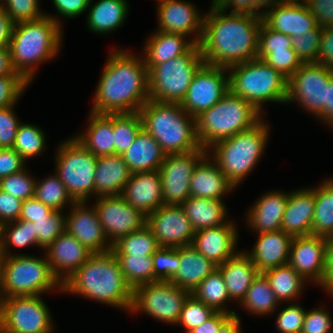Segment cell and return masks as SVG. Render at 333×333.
<instances>
[{
    "label": "cell",
    "instance_id": "6da1fadb",
    "mask_svg": "<svg viewBox=\"0 0 333 333\" xmlns=\"http://www.w3.org/2000/svg\"><path fill=\"white\" fill-rule=\"evenodd\" d=\"M209 8L199 43L204 63L228 68L256 59L262 16L251 12L228 13L217 4Z\"/></svg>",
    "mask_w": 333,
    "mask_h": 333
},
{
    "label": "cell",
    "instance_id": "7a4b0ae2",
    "mask_svg": "<svg viewBox=\"0 0 333 333\" xmlns=\"http://www.w3.org/2000/svg\"><path fill=\"white\" fill-rule=\"evenodd\" d=\"M96 86L91 112L136 113L149 100V76L143 55L113 48Z\"/></svg>",
    "mask_w": 333,
    "mask_h": 333
},
{
    "label": "cell",
    "instance_id": "3957f363",
    "mask_svg": "<svg viewBox=\"0 0 333 333\" xmlns=\"http://www.w3.org/2000/svg\"><path fill=\"white\" fill-rule=\"evenodd\" d=\"M133 289L122 274L112 251L93 253L88 260L62 283V292L83 296L98 303L130 312Z\"/></svg>",
    "mask_w": 333,
    "mask_h": 333
},
{
    "label": "cell",
    "instance_id": "277c9868",
    "mask_svg": "<svg viewBox=\"0 0 333 333\" xmlns=\"http://www.w3.org/2000/svg\"><path fill=\"white\" fill-rule=\"evenodd\" d=\"M63 28L53 18L16 23L9 44L11 64L29 84L42 63L57 58L64 41Z\"/></svg>",
    "mask_w": 333,
    "mask_h": 333
},
{
    "label": "cell",
    "instance_id": "5b68a950",
    "mask_svg": "<svg viewBox=\"0 0 333 333\" xmlns=\"http://www.w3.org/2000/svg\"><path fill=\"white\" fill-rule=\"evenodd\" d=\"M145 129L165 154L188 153L201 148L196 119L180 103L148 100L139 110Z\"/></svg>",
    "mask_w": 333,
    "mask_h": 333
},
{
    "label": "cell",
    "instance_id": "8992f818",
    "mask_svg": "<svg viewBox=\"0 0 333 333\" xmlns=\"http://www.w3.org/2000/svg\"><path fill=\"white\" fill-rule=\"evenodd\" d=\"M266 122L262 118L251 128L207 149V154L235 189L256 168L265 152L270 139L269 124Z\"/></svg>",
    "mask_w": 333,
    "mask_h": 333
},
{
    "label": "cell",
    "instance_id": "52a82bcc",
    "mask_svg": "<svg viewBox=\"0 0 333 333\" xmlns=\"http://www.w3.org/2000/svg\"><path fill=\"white\" fill-rule=\"evenodd\" d=\"M263 116L250 102L229 90L218 103L195 118L200 146L207 150L215 143L251 128Z\"/></svg>",
    "mask_w": 333,
    "mask_h": 333
},
{
    "label": "cell",
    "instance_id": "ba28073f",
    "mask_svg": "<svg viewBox=\"0 0 333 333\" xmlns=\"http://www.w3.org/2000/svg\"><path fill=\"white\" fill-rule=\"evenodd\" d=\"M227 69L229 90L250 102L261 114L268 102L286 105L288 79L263 60L256 58Z\"/></svg>",
    "mask_w": 333,
    "mask_h": 333
},
{
    "label": "cell",
    "instance_id": "9c48e42d",
    "mask_svg": "<svg viewBox=\"0 0 333 333\" xmlns=\"http://www.w3.org/2000/svg\"><path fill=\"white\" fill-rule=\"evenodd\" d=\"M2 298L39 296L48 291L62 292V283L53 274L46 256L15 253L3 257Z\"/></svg>",
    "mask_w": 333,
    "mask_h": 333
},
{
    "label": "cell",
    "instance_id": "30bf717a",
    "mask_svg": "<svg viewBox=\"0 0 333 333\" xmlns=\"http://www.w3.org/2000/svg\"><path fill=\"white\" fill-rule=\"evenodd\" d=\"M204 64L199 44L186 53L155 65L149 72V99L181 103L194 74Z\"/></svg>",
    "mask_w": 333,
    "mask_h": 333
},
{
    "label": "cell",
    "instance_id": "8fae6325",
    "mask_svg": "<svg viewBox=\"0 0 333 333\" xmlns=\"http://www.w3.org/2000/svg\"><path fill=\"white\" fill-rule=\"evenodd\" d=\"M64 140L55 151L54 171L75 202H89L95 196L94 176L98 157L74 137Z\"/></svg>",
    "mask_w": 333,
    "mask_h": 333
},
{
    "label": "cell",
    "instance_id": "7c38bea8",
    "mask_svg": "<svg viewBox=\"0 0 333 333\" xmlns=\"http://www.w3.org/2000/svg\"><path fill=\"white\" fill-rule=\"evenodd\" d=\"M191 293L170 281H156L140 285L133 291L129 313H146L157 321L176 325L183 305Z\"/></svg>",
    "mask_w": 333,
    "mask_h": 333
},
{
    "label": "cell",
    "instance_id": "4fadbf2b",
    "mask_svg": "<svg viewBox=\"0 0 333 333\" xmlns=\"http://www.w3.org/2000/svg\"><path fill=\"white\" fill-rule=\"evenodd\" d=\"M52 314L39 296L2 298L0 326L10 333H53Z\"/></svg>",
    "mask_w": 333,
    "mask_h": 333
},
{
    "label": "cell",
    "instance_id": "5bb4252c",
    "mask_svg": "<svg viewBox=\"0 0 333 333\" xmlns=\"http://www.w3.org/2000/svg\"><path fill=\"white\" fill-rule=\"evenodd\" d=\"M333 69L317 63H304L287 82L286 104L296 102L317 117L326 105V94Z\"/></svg>",
    "mask_w": 333,
    "mask_h": 333
},
{
    "label": "cell",
    "instance_id": "9a60e30c",
    "mask_svg": "<svg viewBox=\"0 0 333 333\" xmlns=\"http://www.w3.org/2000/svg\"><path fill=\"white\" fill-rule=\"evenodd\" d=\"M228 91V69L204 63L194 74L180 105L189 115L196 118L218 103Z\"/></svg>",
    "mask_w": 333,
    "mask_h": 333
},
{
    "label": "cell",
    "instance_id": "2e32d148",
    "mask_svg": "<svg viewBox=\"0 0 333 333\" xmlns=\"http://www.w3.org/2000/svg\"><path fill=\"white\" fill-rule=\"evenodd\" d=\"M207 154L200 148L188 153L167 154L159 168L164 204L181 205L190 197V180L197 163Z\"/></svg>",
    "mask_w": 333,
    "mask_h": 333
},
{
    "label": "cell",
    "instance_id": "e0dca14e",
    "mask_svg": "<svg viewBox=\"0 0 333 333\" xmlns=\"http://www.w3.org/2000/svg\"><path fill=\"white\" fill-rule=\"evenodd\" d=\"M93 198L96 201L90 205L94 206L111 244L146 225L147 216L129 205L122 195Z\"/></svg>",
    "mask_w": 333,
    "mask_h": 333
},
{
    "label": "cell",
    "instance_id": "ac0fdd59",
    "mask_svg": "<svg viewBox=\"0 0 333 333\" xmlns=\"http://www.w3.org/2000/svg\"><path fill=\"white\" fill-rule=\"evenodd\" d=\"M146 225L160 247H182L192 244L195 230L182 205L163 204L147 216Z\"/></svg>",
    "mask_w": 333,
    "mask_h": 333
},
{
    "label": "cell",
    "instance_id": "d6986e66",
    "mask_svg": "<svg viewBox=\"0 0 333 333\" xmlns=\"http://www.w3.org/2000/svg\"><path fill=\"white\" fill-rule=\"evenodd\" d=\"M156 5L157 30L165 33L182 34L195 44L200 43L203 35L205 12L204 14L201 13L194 3L183 0H162Z\"/></svg>",
    "mask_w": 333,
    "mask_h": 333
},
{
    "label": "cell",
    "instance_id": "ffe728a7",
    "mask_svg": "<svg viewBox=\"0 0 333 333\" xmlns=\"http://www.w3.org/2000/svg\"><path fill=\"white\" fill-rule=\"evenodd\" d=\"M327 238L317 235L293 237L288 264L307 282L321 286L326 269Z\"/></svg>",
    "mask_w": 333,
    "mask_h": 333
},
{
    "label": "cell",
    "instance_id": "44dd1931",
    "mask_svg": "<svg viewBox=\"0 0 333 333\" xmlns=\"http://www.w3.org/2000/svg\"><path fill=\"white\" fill-rule=\"evenodd\" d=\"M262 22L270 29L291 37H299L317 27L316 18L302 0H279L266 7Z\"/></svg>",
    "mask_w": 333,
    "mask_h": 333
},
{
    "label": "cell",
    "instance_id": "7402d4cb",
    "mask_svg": "<svg viewBox=\"0 0 333 333\" xmlns=\"http://www.w3.org/2000/svg\"><path fill=\"white\" fill-rule=\"evenodd\" d=\"M88 202H75L65 218V231L74 236L92 253L112 250L94 206Z\"/></svg>",
    "mask_w": 333,
    "mask_h": 333
},
{
    "label": "cell",
    "instance_id": "603a6c76",
    "mask_svg": "<svg viewBox=\"0 0 333 333\" xmlns=\"http://www.w3.org/2000/svg\"><path fill=\"white\" fill-rule=\"evenodd\" d=\"M257 58L279 71L287 79L304 63L292 48V37L268 28H259Z\"/></svg>",
    "mask_w": 333,
    "mask_h": 333
},
{
    "label": "cell",
    "instance_id": "cb8c5ba5",
    "mask_svg": "<svg viewBox=\"0 0 333 333\" xmlns=\"http://www.w3.org/2000/svg\"><path fill=\"white\" fill-rule=\"evenodd\" d=\"M236 223L198 230L191 246L217 266L223 264L238 252L239 231Z\"/></svg>",
    "mask_w": 333,
    "mask_h": 333
},
{
    "label": "cell",
    "instance_id": "d4e9b609",
    "mask_svg": "<svg viewBox=\"0 0 333 333\" xmlns=\"http://www.w3.org/2000/svg\"><path fill=\"white\" fill-rule=\"evenodd\" d=\"M43 252L58 280L65 282L93 254L74 236L61 233Z\"/></svg>",
    "mask_w": 333,
    "mask_h": 333
},
{
    "label": "cell",
    "instance_id": "484cf974",
    "mask_svg": "<svg viewBox=\"0 0 333 333\" xmlns=\"http://www.w3.org/2000/svg\"><path fill=\"white\" fill-rule=\"evenodd\" d=\"M122 196L145 216L157 210L164 204L159 170L131 173Z\"/></svg>",
    "mask_w": 333,
    "mask_h": 333
},
{
    "label": "cell",
    "instance_id": "4316f807",
    "mask_svg": "<svg viewBox=\"0 0 333 333\" xmlns=\"http://www.w3.org/2000/svg\"><path fill=\"white\" fill-rule=\"evenodd\" d=\"M314 212V187L291 191L285 206L281 230L291 237L311 235Z\"/></svg>",
    "mask_w": 333,
    "mask_h": 333
},
{
    "label": "cell",
    "instance_id": "83f0119b",
    "mask_svg": "<svg viewBox=\"0 0 333 333\" xmlns=\"http://www.w3.org/2000/svg\"><path fill=\"white\" fill-rule=\"evenodd\" d=\"M288 195L279 190L262 194L246 212V226L255 234L281 230Z\"/></svg>",
    "mask_w": 333,
    "mask_h": 333
},
{
    "label": "cell",
    "instance_id": "f1b7e54d",
    "mask_svg": "<svg viewBox=\"0 0 333 333\" xmlns=\"http://www.w3.org/2000/svg\"><path fill=\"white\" fill-rule=\"evenodd\" d=\"M256 243L251 251L245 252L260 273L288 264L293 237L283 230L257 234Z\"/></svg>",
    "mask_w": 333,
    "mask_h": 333
},
{
    "label": "cell",
    "instance_id": "f546056e",
    "mask_svg": "<svg viewBox=\"0 0 333 333\" xmlns=\"http://www.w3.org/2000/svg\"><path fill=\"white\" fill-rule=\"evenodd\" d=\"M216 163L206 154L195 166L190 180V196L223 200V196L234 191Z\"/></svg>",
    "mask_w": 333,
    "mask_h": 333
},
{
    "label": "cell",
    "instance_id": "4dcf8cb0",
    "mask_svg": "<svg viewBox=\"0 0 333 333\" xmlns=\"http://www.w3.org/2000/svg\"><path fill=\"white\" fill-rule=\"evenodd\" d=\"M218 269L223 275L230 299L237 301L238 304L260 273L245 250H239L234 256L218 266Z\"/></svg>",
    "mask_w": 333,
    "mask_h": 333
},
{
    "label": "cell",
    "instance_id": "1f68e13d",
    "mask_svg": "<svg viewBox=\"0 0 333 333\" xmlns=\"http://www.w3.org/2000/svg\"><path fill=\"white\" fill-rule=\"evenodd\" d=\"M130 176L131 171L121 155L98 157L94 176L95 197L122 195Z\"/></svg>",
    "mask_w": 333,
    "mask_h": 333
},
{
    "label": "cell",
    "instance_id": "d6a6232c",
    "mask_svg": "<svg viewBox=\"0 0 333 333\" xmlns=\"http://www.w3.org/2000/svg\"><path fill=\"white\" fill-rule=\"evenodd\" d=\"M89 112L87 128L73 137L95 157L115 155L113 114Z\"/></svg>",
    "mask_w": 333,
    "mask_h": 333
},
{
    "label": "cell",
    "instance_id": "836d02e7",
    "mask_svg": "<svg viewBox=\"0 0 333 333\" xmlns=\"http://www.w3.org/2000/svg\"><path fill=\"white\" fill-rule=\"evenodd\" d=\"M143 58L148 72L157 64L174 59L186 53L195 43L182 34L155 30L145 40Z\"/></svg>",
    "mask_w": 333,
    "mask_h": 333
},
{
    "label": "cell",
    "instance_id": "e575fe53",
    "mask_svg": "<svg viewBox=\"0 0 333 333\" xmlns=\"http://www.w3.org/2000/svg\"><path fill=\"white\" fill-rule=\"evenodd\" d=\"M86 25L92 33L108 35L125 24L129 14L127 0H90Z\"/></svg>",
    "mask_w": 333,
    "mask_h": 333
},
{
    "label": "cell",
    "instance_id": "d590c367",
    "mask_svg": "<svg viewBox=\"0 0 333 333\" xmlns=\"http://www.w3.org/2000/svg\"><path fill=\"white\" fill-rule=\"evenodd\" d=\"M180 266L170 282L192 293L218 266L191 245L179 247Z\"/></svg>",
    "mask_w": 333,
    "mask_h": 333
},
{
    "label": "cell",
    "instance_id": "8d00e7d4",
    "mask_svg": "<svg viewBox=\"0 0 333 333\" xmlns=\"http://www.w3.org/2000/svg\"><path fill=\"white\" fill-rule=\"evenodd\" d=\"M121 156L131 173H135L159 170L166 154L158 142L142 128L132 145Z\"/></svg>",
    "mask_w": 333,
    "mask_h": 333
},
{
    "label": "cell",
    "instance_id": "74e56055",
    "mask_svg": "<svg viewBox=\"0 0 333 333\" xmlns=\"http://www.w3.org/2000/svg\"><path fill=\"white\" fill-rule=\"evenodd\" d=\"M224 200L189 197L181 205L195 232L230 222Z\"/></svg>",
    "mask_w": 333,
    "mask_h": 333
},
{
    "label": "cell",
    "instance_id": "f35d334b",
    "mask_svg": "<svg viewBox=\"0 0 333 333\" xmlns=\"http://www.w3.org/2000/svg\"><path fill=\"white\" fill-rule=\"evenodd\" d=\"M263 274L280 303H296L307 284L289 264L268 269Z\"/></svg>",
    "mask_w": 333,
    "mask_h": 333
},
{
    "label": "cell",
    "instance_id": "ab89813d",
    "mask_svg": "<svg viewBox=\"0 0 333 333\" xmlns=\"http://www.w3.org/2000/svg\"><path fill=\"white\" fill-rule=\"evenodd\" d=\"M240 307L248 313L259 315H273L281 303L276 298L270 287L268 279L263 273H259L248 288L245 297L239 303Z\"/></svg>",
    "mask_w": 333,
    "mask_h": 333
},
{
    "label": "cell",
    "instance_id": "60d3db41",
    "mask_svg": "<svg viewBox=\"0 0 333 333\" xmlns=\"http://www.w3.org/2000/svg\"><path fill=\"white\" fill-rule=\"evenodd\" d=\"M315 212L312 234L325 238L333 237V178L323 180L314 186Z\"/></svg>",
    "mask_w": 333,
    "mask_h": 333
},
{
    "label": "cell",
    "instance_id": "b9f144b4",
    "mask_svg": "<svg viewBox=\"0 0 333 333\" xmlns=\"http://www.w3.org/2000/svg\"><path fill=\"white\" fill-rule=\"evenodd\" d=\"M191 294L216 312H224L230 315H235L236 313L226 305L232 300L229 297L223 275L219 269L208 275Z\"/></svg>",
    "mask_w": 333,
    "mask_h": 333
},
{
    "label": "cell",
    "instance_id": "7bdbcfd3",
    "mask_svg": "<svg viewBox=\"0 0 333 333\" xmlns=\"http://www.w3.org/2000/svg\"><path fill=\"white\" fill-rule=\"evenodd\" d=\"M37 247V237L34 233L33 222L16 220L0 226V255H13L11 248Z\"/></svg>",
    "mask_w": 333,
    "mask_h": 333
},
{
    "label": "cell",
    "instance_id": "ee69618b",
    "mask_svg": "<svg viewBox=\"0 0 333 333\" xmlns=\"http://www.w3.org/2000/svg\"><path fill=\"white\" fill-rule=\"evenodd\" d=\"M34 197L56 211H64L75 203L55 172L42 180L36 179Z\"/></svg>",
    "mask_w": 333,
    "mask_h": 333
},
{
    "label": "cell",
    "instance_id": "f6af8a7d",
    "mask_svg": "<svg viewBox=\"0 0 333 333\" xmlns=\"http://www.w3.org/2000/svg\"><path fill=\"white\" fill-rule=\"evenodd\" d=\"M160 246L153 236L150 228H143L119 238L112 244V252L115 255H153Z\"/></svg>",
    "mask_w": 333,
    "mask_h": 333
},
{
    "label": "cell",
    "instance_id": "bcb514c9",
    "mask_svg": "<svg viewBox=\"0 0 333 333\" xmlns=\"http://www.w3.org/2000/svg\"><path fill=\"white\" fill-rule=\"evenodd\" d=\"M46 143L45 133L40 127L21 122L12 148L27 162L42 155L44 150L46 151Z\"/></svg>",
    "mask_w": 333,
    "mask_h": 333
},
{
    "label": "cell",
    "instance_id": "7dc6e473",
    "mask_svg": "<svg viewBox=\"0 0 333 333\" xmlns=\"http://www.w3.org/2000/svg\"><path fill=\"white\" fill-rule=\"evenodd\" d=\"M120 263L122 274L134 290L140 285L153 282L152 255H115Z\"/></svg>",
    "mask_w": 333,
    "mask_h": 333
},
{
    "label": "cell",
    "instance_id": "c3c4849f",
    "mask_svg": "<svg viewBox=\"0 0 333 333\" xmlns=\"http://www.w3.org/2000/svg\"><path fill=\"white\" fill-rule=\"evenodd\" d=\"M143 128L139 112L113 114L115 154L123 155Z\"/></svg>",
    "mask_w": 333,
    "mask_h": 333
},
{
    "label": "cell",
    "instance_id": "681fc988",
    "mask_svg": "<svg viewBox=\"0 0 333 333\" xmlns=\"http://www.w3.org/2000/svg\"><path fill=\"white\" fill-rule=\"evenodd\" d=\"M64 211H55L50 218L34 219L33 229L37 237V247L43 251L65 231Z\"/></svg>",
    "mask_w": 333,
    "mask_h": 333
},
{
    "label": "cell",
    "instance_id": "f907efd6",
    "mask_svg": "<svg viewBox=\"0 0 333 333\" xmlns=\"http://www.w3.org/2000/svg\"><path fill=\"white\" fill-rule=\"evenodd\" d=\"M152 259L153 282L170 281L180 266L179 247H159Z\"/></svg>",
    "mask_w": 333,
    "mask_h": 333
},
{
    "label": "cell",
    "instance_id": "816d5d0a",
    "mask_svg": "<svg viewBox=\"0 0 333 333\" xmlns=\"http://www.w3.org/2000/svg\"><path fill=\"white\" fill-rule=\"evenodd\" d=\"M215 313L216 311L213 308L190 294L183 305L176 326H181L185 329L184 333H188L190 330L207 321Z\"/></svg>",
    "mask_w": 333,
    "mask_h": 333
},
{
    "label": "cell",
    "instance_id": "f5cc1de1",
    "mask_svg": "<svg viewBox=\"0 0 333 333\" xmlns=\"http://www.w3.org/2000/svg\"><path fill=\"white\" fill-rule=\"evenodd\" d=\"M27 167L0 180V189L25 201L34 197L36 178L31 176Z\"/></svg>",
    "mask_w": 333,
    "mask_h": 333
},
{
    "label": "cell",
    "instance_id": "db71d44e",
    "mask_svg": "<svg viewBox=\"0 0 333 333\" xmlns=\"http://www.w3.org/2000/svg\"><path fill=\"white\" fill-rule=\"evenodd\" d=\"M0 7L15 24L37 20L45 15L40 9V0H1Z\"/></svg>",
    "mask_w": 333,
    "mask_h": 333
},
{
    "label": "cell",
    "instance_id": "11a10c76",
    "mask_svg": "<svg viewBox=\"0 0 333 333\" xmlns=\"http://www.w3.org/2000/svg\"><path fill=\"white\" fill-rule=\"evenodd\" d=\"M322 32L323 28L317 26L299 37H292V48L303 63H317Z\"/></svg>",
    "mask_w": 333,
    "mask_h": 333
},
{
    "label": "cell",
    "instance_id": "9f6ffc18",
    "mask_svg": "<svg viewBox=\"0 0 333 333\" xmlns=\"http://www.w3.org/2000/svg\"><path fill=\"white\" fill-rule=\"evenodd\" d=\"M30 85L19 73L0 76V108L16 105Z\"/></svg>",
    "mask_w": 333,
    "mask_h": 333
},
{
    "label": "cell",
    "instance_id": "6f0895ef",
    "mask_svg": "<svg viewBox=\"0 0 333 333\" xmlns=\"http://www.w3.org/2000/svg\"><path fill=\"white\" fill-rule=\"evenodd\" d=\"M287 305L277 314L276 330L279 333H301L306 310L299 305V302Z\"/></svg>",
    "mask_w": 333,
    "mask_h": 333
},
{
    "label": "cell",
    "instance_id": "680465c9",
    "mask_svg": "<svg viewBox=\"0 0 333 333\" xmlns=\"http://www.w3.org/2000/svg\"><path fill=\"white\" fill-rule=\"evenodd\" d=\"M328 308H312L306 310L301 333H331L333 320Z\"/></svg>",
    "mask_w": 333,
    "mask_h": 333
},
{
    "label": "cell",
    "instance_id": "91938a15",
    "mask_svg": "<svg viewBox=\"0 0 333 333\" xmlns=\"http://www.w3.org/2000/svg\"><path fill=\"white\" fill-rule=\"evenodd\" d=\"M15 105L0 108V148H12L21 121L15 113Z\"/></svg>",
    "mask_w": 333,
    "mask_h": 333
},
{
    "label": "cell",
    "instance_id": "94428289",
    "mask_svg": "<svg viewBox=\"0 0 333 333\" xmlns=\"http://www.w3.org/2000/svg\"><path fill=\"white\" fill-rule=\"evenodd\" d=\"M53 6L55 7L56 13L58 15H50L47 12L45 15L53 18L59 25H62V21H60L61 16L63 19H74L81 14L85 13L88 9L90 0H52Z\"/></svg>",
    "mask_w": 333,
    "mask_h": 333
},
{
    "label": "cell",
    "instance_id": "6125c7cd",
    "mask_svg": "<svg viewBox=\"0 0 333 333\" xmlns=\"http://www.w3.org/2000/svg\"><path fill=\"white\" fill-rule=\"evenodd\" d=\"M316 18L317 26L333 27V0H302Z\"/></svg>",
    "mask_w": 333,
    "mask_h": 333
},
{
    "label": "cell",
    "instance_id": "be15d7a7",
    "mask_svg": "<svg viewBox=\"0 0 333 333\" xmlns=\"http://www.w3.org/2000/svg\"><path fill=\"white\" fill-rule=\"evenodd\" d=\"M275 1L279 0H220L217 5L225 11L251 12L261 15L263 10Z\"/></svg>",
    "mask_w": 333,
    "mask_h": 333
},
{
    "label": "cell",
    "instance_id": "e7e4bbea",
    "mask_svg": "<svg viewBox=\"0 0 333 333\" xmlns=\"http://www.w3.org/2000/svg\"><path fill=\"white\" fill-rule=\"evenodd\" d=\"M27 162L13 148H0V180L23 170Z\"/></svg>",
    "mask_w": 333,
    "mask_h": 333
},
{
    "label": "cell",
    "instance_id": "03108f58",
    "mask_svg": "<svg viewBox=\"0 0 333 333\" xmlns=\"http://www.w3.org/2000/svg\"><path fill=\"white\" fill-rule=\"evenodd\" d=\"M22 203L20 199L0 189V226L19 219Z\"/></svg>",
    "mask_w": 333,
    "mask_h": 333
},
{
    "label": "cell",
    "instance_id": "003e7915",
    "mask_svg": "<svg viewBox=\"0 0 333 333\" xmlns=\"http://www.w3.org/2000/svg\"><path fill=\"white\" fill-rule=\"evenodd\" d=\"M55 211L33 197L23 201L19 220L34 222V219L50 218Z\"/></svg>",
    "mask_w": 333,
    "mask_h": 333
},
{
    "label": "cell",
    "instance_id": "a7ac6f4b",
    "mask_svg": "<svg viewBox=\"0 0 333 333\" xmlns=\"http://www.w3.org/2000/svg\"><path fill=\"white\" fill-rule=\"evenodd\" d=\"M317 64L333 69V27L323 28Z\"/></svg>",
    "mask_w": 333,
    "mask_h": 333
},
{
    "label": "cell",
    "instance_id": "89a4df30",
    "mask_svg": "<svg viewBox=\"0 0 333 333\" xmlns=\"http://www.w3.org/2000/svg\"><path fill=\"white\" fill-rule=\"evenodd\" d=\"M233 315L216 312L207 321L198 327L190 330L188 333H218L219 329L232 317Z\"/></svg>",
    "mask_w": 333,
    "mask_h": 333
},
{
    "label": "cell",
    "instance_id": "2644e50d",
    "mask_svg": "<svg viewBox=\"0 0 333 333\" xmlns=\"http://www.w3.org/2000/svg\"><path fill=\"white\" fill-rule=\"evenodd\" d=\"M320 287L333 297V237L327 238L325 277Z\"/></svg>",
    "mask_w": 333,
    "mask_h": 333
},
{
    "label": "cell",
    "instance_id": "8c879c8a",
    "mask_svg": "<svg viewBox=\"0 0 333 333\" xmlns=\"http://www.w3.org/2000/svg\"><path fill=\"white\" fill-rule=\"evenodd\" d=\"M14 25L7 12L0 7V49H9Z\"/></svg>",
    "mask_w": 333,
    "mask_h": 333
},
{
    "label": "cell",
    "instance_id": "753ad0ef",
    "mask_svg": "<svg viewBox=\"0 0 333 333\" xmlns=\"http://www.w3.org/2000/svg\"><path fill=\"white\" fill-rule=\"evenodd\" d=\"M317 118L333 129V77L329 81L326 94V105Z\"/></svg>",
    "mask_w": 333,
    "mask_h": 333
},
{
    "label": "cell",
    "instance_id": "34e18365",
    "mask_svg": "<svg viewBox=\"0 0 333 333\" xmlns=\"http://www.w3.org/2000/svg\"><path fill=\"white\" fill-rule=\"evenodd\" d=\"M241 317L235 313L218 331V333H243L241 330Z\"/></svg>",
    "mask_w": 333,
    "mask_h": 333
},
{
    "label": "cell",
    "instance_id": "11e5206c",
    "mask_svg": "<svg viewBox=\"0 0 333 333\" xmlns=\"http://www.w3.org/2000/svg\"><path fill=\"white\" fill-rule=\"evenodd\" d=\"M14 72L11 64L9 49H0V76Z\"/></svg>",
    "mask_w": 333,
    "mask_h": 333
},
{
    "label": "cell",
    "instance_id": "2a66077c",
    "mask_svg": "<svg viewBox=\"0 0 333 333\" xmlns=\"http://www.w3.org/2000/svg\"><path fill=\"white\" fill-rule=\"evenodd\" d=\"M2 262H3V256L0 255V301L2 299V285H1V280H2Z\"/></svg>",
    "mask_w": 333,
    "mask_h": 333
},
{
    "label": "cell",
    "instance_id": "b9fcfbb0",
    "mask_svg": "<svg viewBox=\"0 0 333 333\" xmlns=\"http://www.w3.org/2000/svg\"><path fill=\"white\" fill-rule=\"evenodd\" d=\"M0 333H10V332L4 330V329L0 326Z\"/></svg>",
    "mask_w": 333,
    "mask_h": 333
},
{
    "label": "cell",
    "instance_id": "09005b40",
    "mask_svg": "<svg viewBox=\"0 0 333 333\" xmlns=\"http://www.w3.org/2000/svg\"><path fill=\"white\" fill-rule=\"evenodd\" d=\"M212 2L210 4H217L220 0H211Z\"/></svg>",
    "mask_w": 333,
    "mask_h": 333
}]
</instances>
